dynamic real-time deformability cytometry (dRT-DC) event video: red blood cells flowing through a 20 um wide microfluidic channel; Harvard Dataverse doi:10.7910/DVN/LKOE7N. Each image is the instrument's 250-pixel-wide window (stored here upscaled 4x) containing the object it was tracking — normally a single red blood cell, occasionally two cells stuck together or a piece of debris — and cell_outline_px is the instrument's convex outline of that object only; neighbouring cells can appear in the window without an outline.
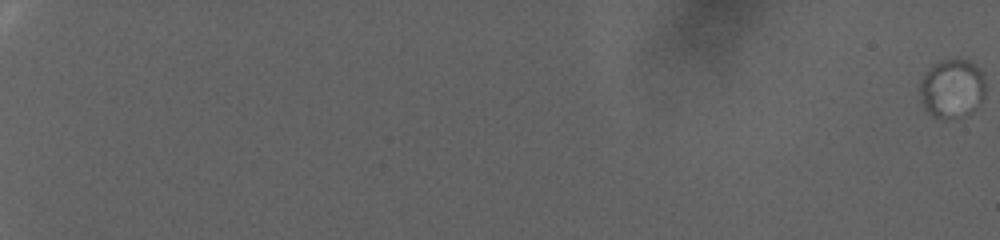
{"species": "human", "species_latin": "Homo sapiens", "temperature_condition": "warm", "stored_images_in_passage": 28, "camera_frame_rate_fps": 3000, "um_per_image_px": 0.085, "donor": {"sex": "female"}, "frame": {"image": 1, "passage_image": 1, "time_ms": 0.0, "image_size_px": [1000, 240], "cell_outline_px": [[984, 96], [976, 108], [972, 112], [964, 116], [944, 120], [940, 120], [932, 116], [924, 108], [920, 92], [920, 84], [928, 68], [940, 60], [952, 56], [956, 56], [968, 60], [976, 64], [980, 68], [984, 76]], "centroid_in_image_um": [80.94, 7.5], "position_along_channel_um": 4.1, "area_um2": 23.18}}